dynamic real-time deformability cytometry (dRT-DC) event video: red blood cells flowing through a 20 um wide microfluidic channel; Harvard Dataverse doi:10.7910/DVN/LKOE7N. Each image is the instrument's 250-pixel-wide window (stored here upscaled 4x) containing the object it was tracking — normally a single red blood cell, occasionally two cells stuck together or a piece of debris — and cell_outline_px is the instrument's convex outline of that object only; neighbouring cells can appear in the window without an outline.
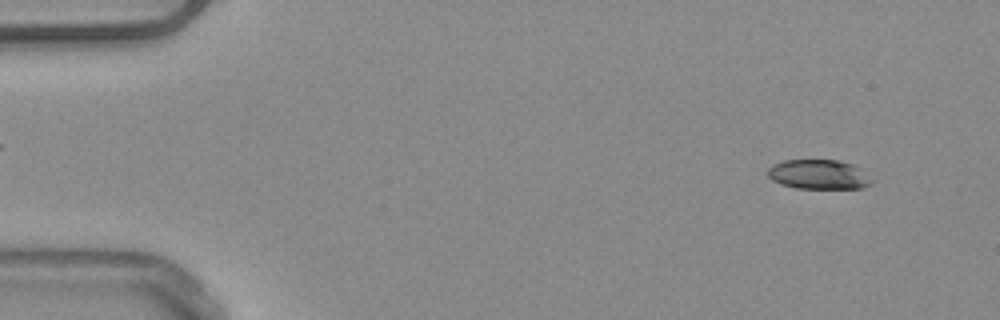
{"species": "common noctule bat (a hibernating species)", "species_latin": "Nyctalus noctula", "temperature_condition": "warm", "stored_images_in_passage": 50, "camera_frame_rate_fps": 3000, "um_per_image_px": 0.085, "animal": {"sex": "male", "body_mass_g": 20.4}, "frame": {"image": 1, "passage_image": 2, "time_ms": 0.333, "image_size_px": [1000, 320], "cell_outline_px": [[876, 180], [872, 184], [864, 188], [796, 188], [780, 184], [772, 180], [768, 176], [768, 168], [772, 164], [784, 160], [836, 160], [852, 164], [860, 168]], "centroid_in_image_um": [69.63, 14.83], "position_along_channel_um": 15.4, "area_um2": 18.15}}
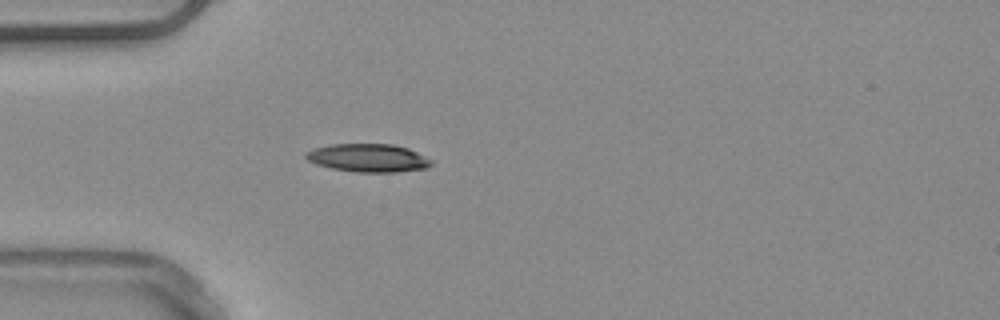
{"frame": {"image": 2, "passage_image": 13, "time_ms": 4.0, "image_size_px": [1000, 320], "cell_outline_px": [[432, 164], [428, 168], [396, 172], [356, 172], [332, 168], [316, 164], [308, 160], [304, 156], [312, 148], [332, 144], [392, 144], [408, 148], [432, 160]], "centroid_in_image_um": [31.3, 13.42], "position_along_channel_um": 53.7, "area_um2": 20.52}}
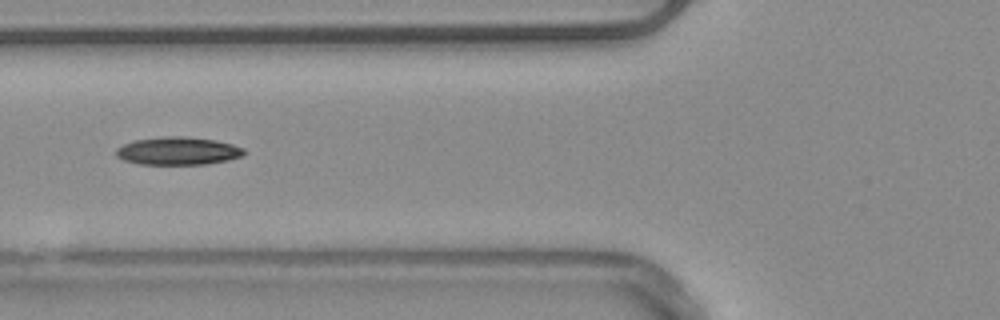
{"frame": {"image": 3, "passage_image": 18, "time_ms": 5.667, "image_size_px": [1000, 320], "cell_outline_px": [[244, 152], [240, 156], [228, 160], [208, 164], [140, 164], [124, 160], [116, 156], [116, 148], [132, 140], [168, 136], [184, 136], [216, 140], [232, 144], [244, 148]], "centroid_in_image_um": [15.11, 12.82], "position_along_channel_um": 110.7, "area_um2": 20.75}, "authors_computed_cell_mechanics": {"area_um2": 20.1144, "velocity_mm_per_s": 3.8934, "shape_relaxation_time_tau1_ms": 11.324, "shape_relaxation_time_tau2_ms": 3.3227, "deformation_change_tau1": 0.2227, "deformation_change_tau2": 0.1166}}